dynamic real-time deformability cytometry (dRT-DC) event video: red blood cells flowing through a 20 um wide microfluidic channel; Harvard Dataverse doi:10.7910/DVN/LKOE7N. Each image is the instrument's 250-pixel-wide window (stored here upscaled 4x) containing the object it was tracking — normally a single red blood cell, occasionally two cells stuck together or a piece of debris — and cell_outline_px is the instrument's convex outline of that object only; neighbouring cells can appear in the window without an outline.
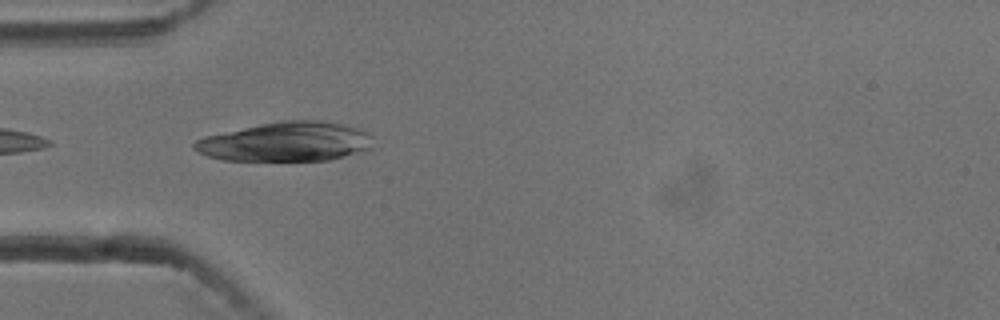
{"species": "common noctule bat (a hibernating species)", "species_latin": "Nyctalus noctula", "temperature_condition": "cold", "stored_images_in_passage": 38, "camera_frame_rate_fps": 3000, "um_per_image_px": 0.085, "animal": {"sex": "male", "body_mass_g": 13.3}, "frame": {"image": 1, "passage_image": 2, "time_ms": 0.333, "image_size_px": [1000, 320], "cell_outline_px": [[372, 148], [360, 152], [328, 160], [224, 160], [208, 156], [192, 148], [192, 144], [196, 140], [204, 136], [260, 124], [284, 120], [320, 120], [340, 124], [356, 128], [368, 132], [372, 136]], "centroid_in_image_um": [24.31, 12.04], "position_along_channel_um": 60.7, "area_um2": 40.75}}
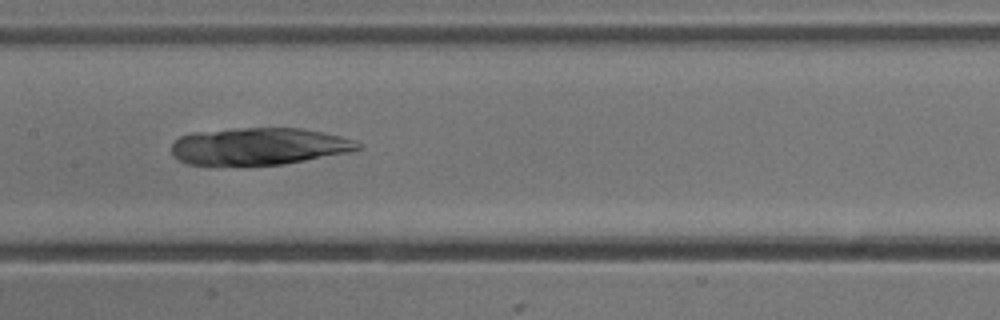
{"frame": {"image": 2, "passage_image": 12, "time_ms": 3.667, "image_size_px": [1000, 320], "cell_outline_px": [[364, 148], [352, 152], [284, 164], [216, 168], [188, 164], [180, 160], [172, 152], [172, 144], [180, 136], [192, 132], [228, 128], [304, 128], [324, 132], [356, 140]], "centroid_in_image_um": [21.99, 12.47], "position_along_channel_um": 185.4, "area_um2": 41.79}}
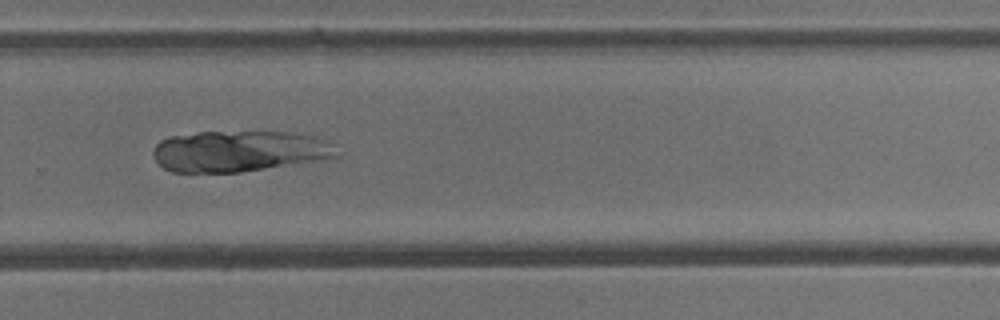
{"frame": {"image": 3, "passage_image": 22, "time_ms": 7.0, "image_size_px": [1000, 320], "cell_outline_px": [[340, 156], [240, 172], [172, 172], [164, 168], [152, 156], [152, 148], [160, 140], [168, 136], [196, 132], [296, 132], [328, 140]], "centroid_in_image_um": [20.26, 12.83], "position_along_channel_um": 309.5, "area_um2": 43.81}}